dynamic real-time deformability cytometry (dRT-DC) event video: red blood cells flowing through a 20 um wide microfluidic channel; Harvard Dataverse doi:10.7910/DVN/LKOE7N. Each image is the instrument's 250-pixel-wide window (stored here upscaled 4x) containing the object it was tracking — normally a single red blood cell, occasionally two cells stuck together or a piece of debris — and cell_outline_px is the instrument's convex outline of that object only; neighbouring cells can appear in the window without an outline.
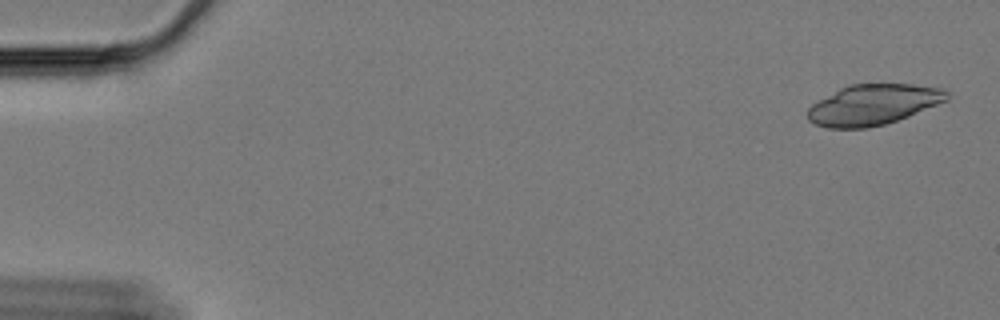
{"species": "Egyptian fruit bat (a non-hibernating species)", "species_latin": "Rousettus aegyptiacus", "temperature_condition": "cold", "stored_images_in_passage": 58, "camera_frame_rate_fps": 3000, "um_per_image_px": 0.085, "animal": {"sex": "female"}, "frame": {"image": 1, "passage_image": 2, "time_ms": 0.333, "image_size_px": [1000, 320], "cell_outline_px": [[948, 100], [908, 116], [884, 124], [864, 128], [828, 128], [816, 124], [808, 120], [808, 108], [812, 104], [840, 88], [848, 84], [912, 84], [944, 88], [948, 92]], "centroid_in_image_um": [74.23, 8.89], "position_along_channel_um": 10.8, "area_um2": 32.71}}